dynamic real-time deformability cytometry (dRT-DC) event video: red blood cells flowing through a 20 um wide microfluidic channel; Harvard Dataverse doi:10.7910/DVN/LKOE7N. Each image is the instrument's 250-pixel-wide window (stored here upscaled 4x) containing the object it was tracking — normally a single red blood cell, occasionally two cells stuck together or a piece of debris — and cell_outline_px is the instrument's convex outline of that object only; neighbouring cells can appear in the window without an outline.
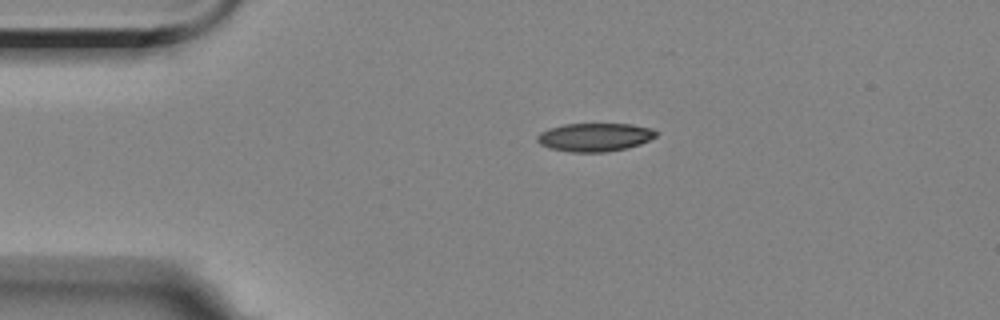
{"species": "Egyptian fruit bat (a non-hibernating species)", "species_latin": "Rousettus aegyptiacus", "temperature_condition": "room temperature", "stored_images_in_passage": 3, "camera_frame_rate_fps": 3000, "um_per_image_px": 0.085, "animal": {"sex": "female"}, "frame": {"image": 1, "passage_image": 1, "time_ms": 0.0, "image_size_px": [1000, 320], "cell_outline_px": [[656, 136], [640, 144], [628, 148], [604, 152], [572, 152], [552, 148], [540, 144], [536, 140], [536, 136], [540, 132], [548, 128], [564, 124], [632, 124], [652, 128], [656, 132]], "centroid_in_image_um": [50.54, 11.65], "position_along_channel_um": 34.5, "area_um2": 19.59}}